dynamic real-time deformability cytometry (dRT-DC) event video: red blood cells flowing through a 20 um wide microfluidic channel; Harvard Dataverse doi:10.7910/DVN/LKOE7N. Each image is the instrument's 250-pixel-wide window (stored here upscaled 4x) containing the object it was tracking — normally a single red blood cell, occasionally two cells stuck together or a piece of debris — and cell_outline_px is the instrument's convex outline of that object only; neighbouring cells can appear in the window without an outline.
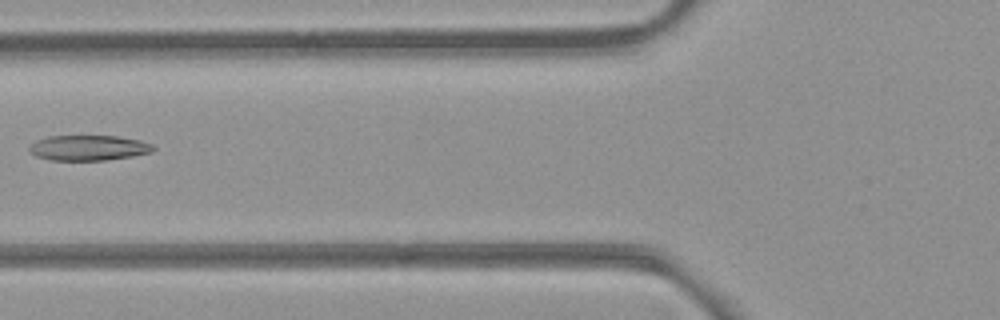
{"species": "common noctule bat (a hibernating species)", "species_latin": "Nyctalus noctula", "temperature_condition": "room temperature", "stored_images_in_passage": 4, "camera_frame_rate_fps": 3000, "um_per_image_px": 0.085, "animal": {"sex": "female", "body_mass_g": 21.9}, "frame": {"image": 1, "passage_image": 4, "time_ms": 1.0, "image_size_px": [1000, 320], "cell_outline_px": [[156, 148], [152, 152], [132, 156], [108, 160], [52, 160], [36, 156], [28, 152], [28, 148], [36, 140], [48, 136], [116, 136], [140, 140], [152, 144]], "centroid_in_image_um": [7.52, 12.56], "position_along_channel_um": 118.3, "area_um2": 18.32}}